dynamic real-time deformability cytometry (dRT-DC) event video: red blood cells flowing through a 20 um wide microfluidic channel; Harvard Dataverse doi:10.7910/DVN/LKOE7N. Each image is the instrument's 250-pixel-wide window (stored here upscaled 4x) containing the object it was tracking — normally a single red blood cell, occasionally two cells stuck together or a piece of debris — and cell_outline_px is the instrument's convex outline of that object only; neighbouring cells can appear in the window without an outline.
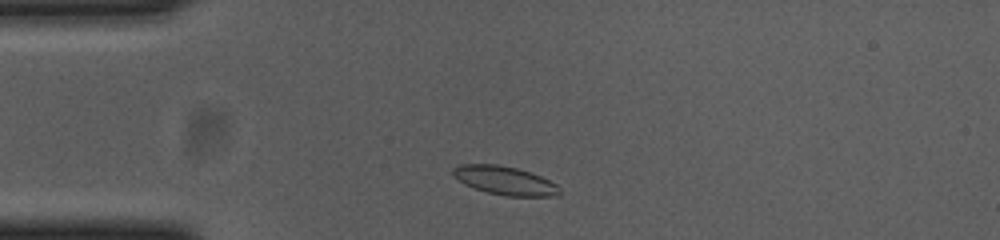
{"species": "common noctule bat (a hibernating species)", "species_latin": "Nyctalus noctula", "temperature_condition": "cold", "stored_images_in_passage": 41, "camera_frame_rate_fps": 3000, "um_per_image_px": 0.085, "animal": {"sex": "female", "body_mass_g": 23.0, "forearm_length_mm": 53.4}, "frame": {"image": 1, "passage_image": 4, "time_ms": 1.0, "image_size_px": [1000, 240], "cell_outline_px": [[560, 196], [508, 196], [488, 192], [464, 184], [452, 176], [452, 168], [460, 164], [496, 164], [516, 168], [532, 172], [556, 184], [560, 188]], "centroid_in_image_um": [42.9, 15.34], "position_along_channel_um": 42.1, "area_um2": 17.74}}
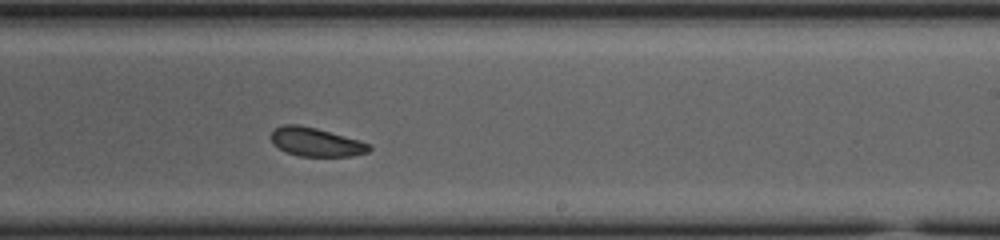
{"frame": {"image": 2, "passage_image": 24, "time_ms": 7.667, "image_size_px": [1000, 240], "cell_outline_px": [[372, 148], [368, 152], [352, 156], [300, 156], [284, 152], [272, 144], [272, 132], [276, 128], [284, 124], [300, 124], [316, 128], [360, 140], [372, 144]], "centroid_in_image_um": [26.87, 12.08], "position_along_channel_um": 262.1, "area_um2": 16.53}}
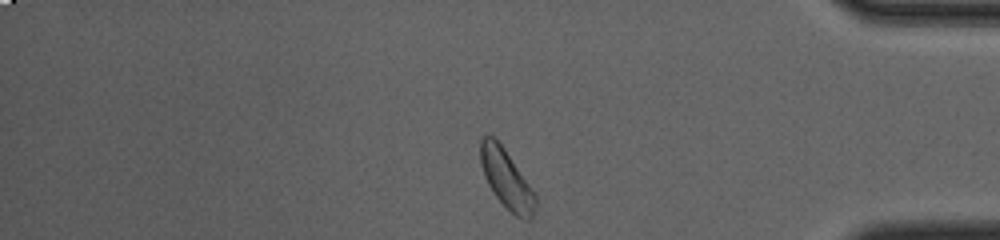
{"frame": {"image": 3, "passage_image": 37, "time_ms": 12.0, "image_size_px": [1000, 240], "cell_outline_px": [[536, 204], [532, 216], [528, 220], [516, 216], [496, 196], [488, 184], [484, 176], [480, 164], [480, 136], [492, 136], [504, 148], [536, 196]], "centroid_in_image_um": [43.01, 15.19], "position_along_channel_um": 392.2, "area_um2": 18.26}, "authors_computed_cell_mechanics": {"area_um2": 17.5134, "velocity_mm_per_s": 3.646, "shape_relaxation_time_tau1_ms": 3.0156, "shape_relaxation_time_tau2_ms": 5.8139, "deformation_change_tau1": 0.0593, "deformation_change_tau2": 0.1049}}